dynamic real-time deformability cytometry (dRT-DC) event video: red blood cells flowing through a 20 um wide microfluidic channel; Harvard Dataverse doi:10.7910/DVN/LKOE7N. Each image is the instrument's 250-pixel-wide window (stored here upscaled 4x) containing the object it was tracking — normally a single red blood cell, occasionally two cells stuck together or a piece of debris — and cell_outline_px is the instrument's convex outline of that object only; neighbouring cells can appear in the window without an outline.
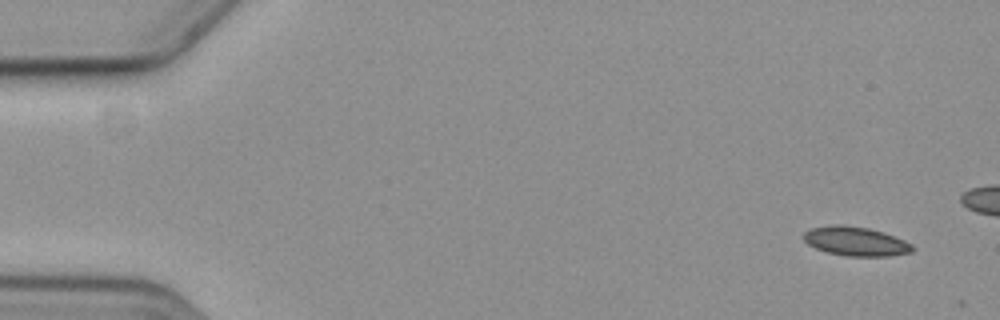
{"species": "common noctule bat (a hibernating species)", "species_latin": "Nyctalus noctula", "temperature_condition": "cold", "stored_images_in_passage": 5, "camera_frame_rate_fps": 3000, "um_per_image_px": 0.085, "animal": {"sex": "female", "body_mass_g": 19.3, "forearm_length_mm": 54.1}, "frame": {"image": 1, "passage_image": 1, "time_ms": 0.0, "image_size_px": [1000, 320], "cell_outline_px": [[916, 248], [912, 252], [888, 256], [848, 256], [828, 252], [816, 248], [808, 244], [804, 240], [804, 232], [812, 228], [832, 224], [840, 224], [868, 228], [884, 232], [904, 240], [912, 244]], "centroid_in_image_um": [72.76, 20.5], "position_along_channel_um": 12.2, "area_um2": 18.44}}